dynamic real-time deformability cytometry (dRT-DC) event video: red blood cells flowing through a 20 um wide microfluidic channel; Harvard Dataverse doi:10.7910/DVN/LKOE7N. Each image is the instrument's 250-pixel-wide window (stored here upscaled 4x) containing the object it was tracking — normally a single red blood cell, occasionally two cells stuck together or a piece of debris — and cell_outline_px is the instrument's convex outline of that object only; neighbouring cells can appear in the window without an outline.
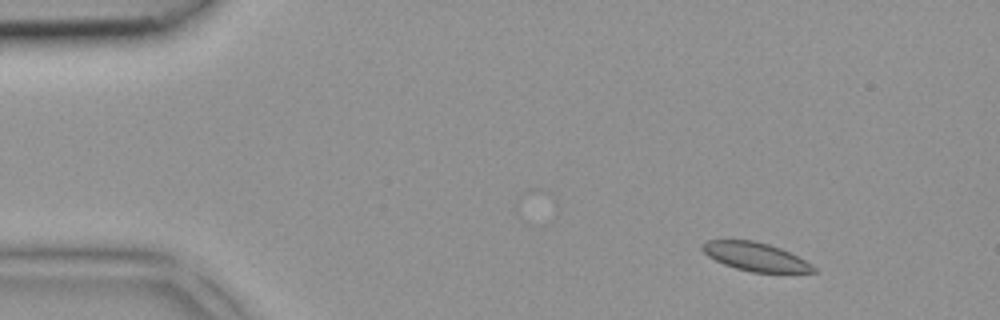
{"species": "common noctule bat (a hibernating species)", "species_latin": "Nyctalus noctula", "temperature_condition": "room temperature", "stored_images_in_passage": 4, "camera_frame_rate_fps": 3000, "um_per_image_px": 0.085, "animal": {"sex": "female", "body_mass_g": 18.4}, "frame": {"image": 1, "passage_image": 2, "time_ms": 0.333, "image_size_px": [1000, 320], "cell_outline_px": [[816, 272], [752, 272], [736, 268], [724, 264], [708, 256], [700, 248], [700, 244], [708, 240], [752, 240], [768, 244], [780, 248], [812, 264], [816, 268]], "centroid_in_image_um": [64.17, 21.81], "position_along_channel_um": 20.8, "area_um2": 18.21}}
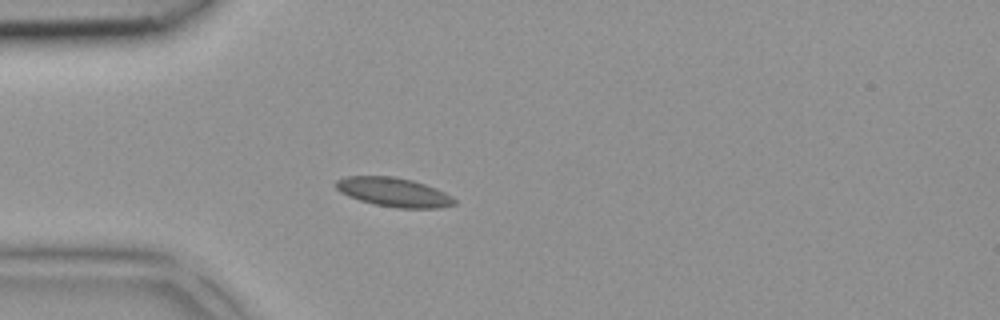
{"frame": {"image": 2, "passage_image": 4, "time_ms": 1.0, "image_size_px": [1000, 320], "cell_outline_px": [[456, 204], [436, 208], [396, 208], [376, 204], [360, 200], [348, 196], [340, 192], [336, 188], [336, 180], [348, 176], [392, 176], [412, 180], [436, 188], [452, 196], [456, 200]], "centroid_in_image_um": [33.47, 16.33], "position_along_channel_um": 51.5, "area_um2": 19.94}}